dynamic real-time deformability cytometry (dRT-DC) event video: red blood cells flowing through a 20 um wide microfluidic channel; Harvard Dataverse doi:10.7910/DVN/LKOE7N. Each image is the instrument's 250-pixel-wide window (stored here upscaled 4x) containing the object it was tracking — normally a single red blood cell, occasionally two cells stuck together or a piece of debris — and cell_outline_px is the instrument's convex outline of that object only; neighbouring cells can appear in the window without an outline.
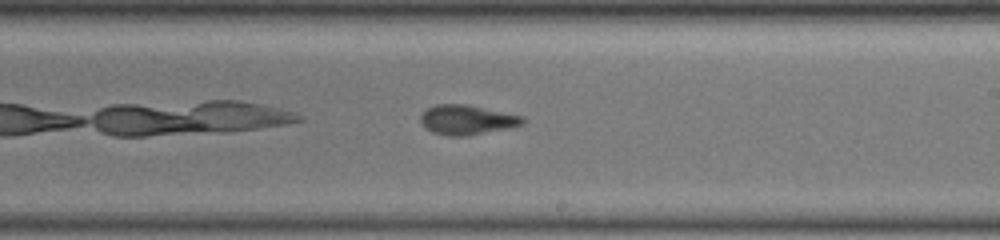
{"species": "common noctule bat (a hibernating species)", "species_latin": "Nyctalus noctula", "temperature_condition": "warm", "stored_images_in_passage": 38, "camera_frame_rate_fps": 3000, "um_per_image_px": 0.085, "animal": {"sex": "female", "body_mass_g": 19.5, "forearm_length_mm": 54.1}, "frame": {"image": 1, "passage_image": 22, "time_ms": 7.0, "image_size_px": [1000, 240], "cell_outline_px": [[528, 120], [524, 124], [512, 128], [468, 136], [448, 136], [432, 132], [424, 128], [420, 120], [420, 116], [428, 108], [436, 104], [464, 104], [524, 116]], "centroid_in_image_um": [39.73, 10.2], "position_along_channel_um": 249.3, "area_um2": 17.92}}
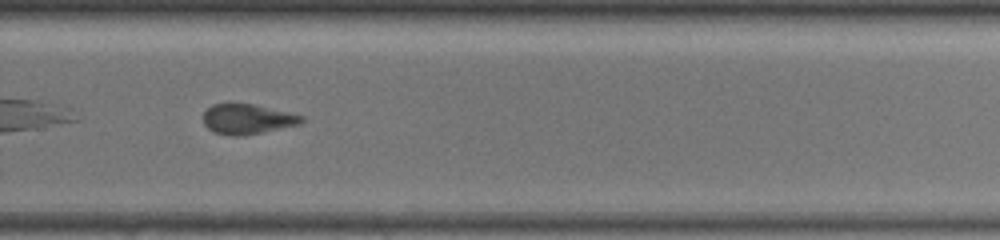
{"frame": {"image": 2, "passage_image": 27, "time_ms": 8.667, "image_size_px": [1000, 240], "cell_outline_px": [[304, 120], [300, 124], [264, 132], [244, 136], [232, 136], [212, 132], [204, 124], [204, 112], [212, 104], [256, 104], [304, 116]], "centroid_in_image_um": [21.03, 10.13], "position_along_channel_um": 308.8, "area_um2": 17.28}}